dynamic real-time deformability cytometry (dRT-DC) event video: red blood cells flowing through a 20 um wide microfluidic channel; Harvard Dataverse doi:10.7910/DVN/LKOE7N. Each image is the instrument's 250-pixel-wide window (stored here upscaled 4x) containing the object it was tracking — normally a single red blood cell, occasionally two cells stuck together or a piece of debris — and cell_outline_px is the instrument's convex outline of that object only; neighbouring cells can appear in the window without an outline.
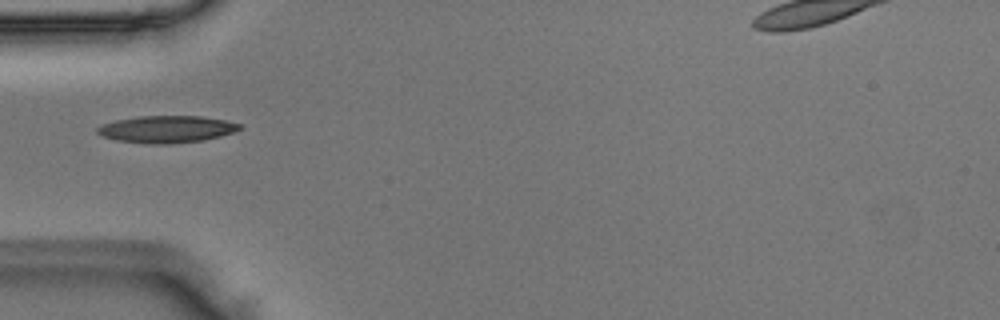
{"species": "Egyptian fruit bat (a non-hibernating species)", "species_latin": "Rousettus aegyptiacus", "temperature_condition": "room temperature", "stored_images_in_passage": 13, "camera_frame_rate_fps": 3000, "um_per_image_px": 0.085, "animal": {"sex": "male"}, "frame": {"image": 1, "passage_image": 1, "time_ms": 0.0, "image_size_px": [1000, 320], "cell_outline_px": [[244, 128], [220, 136], [204, 140], [172, 144], [148, 144], [116, 140], [100, 136], [96, 132], [96, 128], [100, 124], [116, 120], [140, 116], [200, 116], [224, 120], [240, 124]], "centroid_in_image_um": [14.12, 10.99], "position_along_channel_um": 70.9, "area_um2": 22.6}}
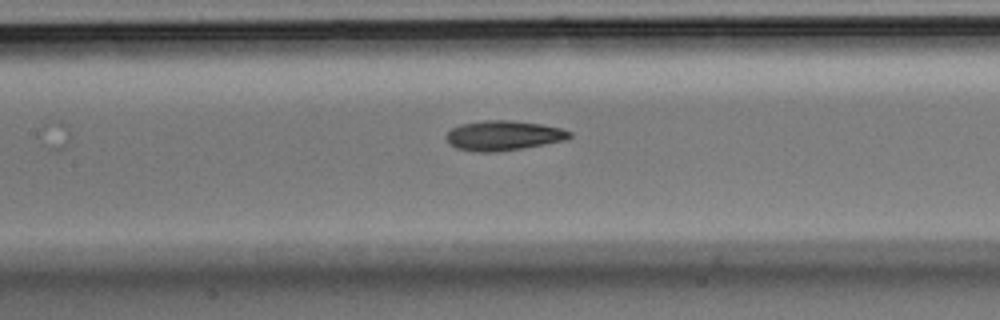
{"frame": {"image": 2, "passage_image": 8, "time_ms": 2.333, "image_size_px": [1000, 320], "cell_outline_px": [[572, 136], [564, 140], [524, 148], [496, 152], [476, 152], [456, 148], [448, 144], [444, 136], [452, 128], [460, 124], [484, 120], [512, 120], [540, 124], [560, 128], [572, 132]], "centroid_in_image_um": [42.74, 11.52], "position_along_channel_um": 164.7, "area_um2": 21.56}}
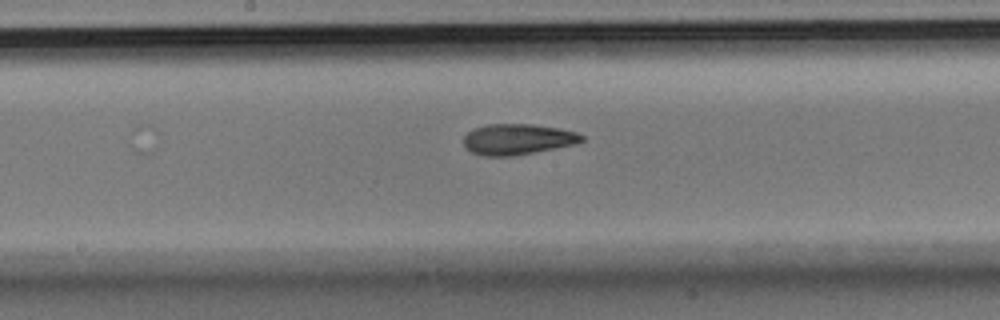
{"frame": {"image": 3, "passage_image": 11, "time_ms": 3.333, "image_size_px": [1000, 320], "cell_outline_px": [[584, 140], [576, 144], [512, 156], [480, 156], [464, 148], [464, 136], [472, 128], [488, 124], [532, 124], [556, 128], [576, 132], [584, 136]], "centroid_in_image_um": [43.95, 11.84], "position_along_channel_um": 204.2, "area_um2": 21.21}}